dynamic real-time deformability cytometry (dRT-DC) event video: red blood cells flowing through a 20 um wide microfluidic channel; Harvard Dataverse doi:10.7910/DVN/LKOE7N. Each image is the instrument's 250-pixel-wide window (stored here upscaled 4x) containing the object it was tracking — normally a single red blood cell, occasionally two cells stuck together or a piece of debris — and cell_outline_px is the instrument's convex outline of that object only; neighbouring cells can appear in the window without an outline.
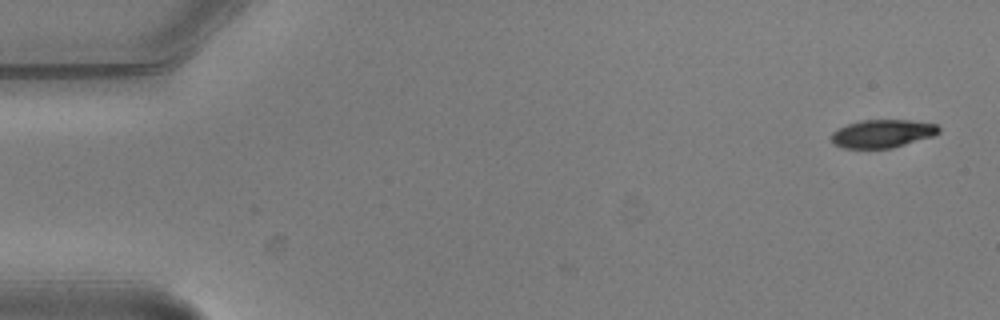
{"species": "common noctule bat (a hibernating species)", "species_latin": "Nyctalus noctula", "temperature_condition": "warm", "stored_images_in_passage": 2, "camera_frame_rate_fps": 3000, "um_per_image_px": 0.085, "animal": {"sex": "male", "body_mass_g": 20.5, "forearm_length_mm": 52.5}, "frame": {"image": 1, "passage_image": 2, "time_ms": 0.333, "image_size_px": [1000, 320], "cell_outline_px": [[940, 132], [932, 136], [892, 148], [844, 148], [836, 144], [832, 140], [832, 132], [836, 128], [860, 120], [912, 120], [936, 124], [940, 128]], "centroid_in_image_um": [75.01, 11.34], "position_along_channel_um": 10.0, "area_um2": 17.51}}